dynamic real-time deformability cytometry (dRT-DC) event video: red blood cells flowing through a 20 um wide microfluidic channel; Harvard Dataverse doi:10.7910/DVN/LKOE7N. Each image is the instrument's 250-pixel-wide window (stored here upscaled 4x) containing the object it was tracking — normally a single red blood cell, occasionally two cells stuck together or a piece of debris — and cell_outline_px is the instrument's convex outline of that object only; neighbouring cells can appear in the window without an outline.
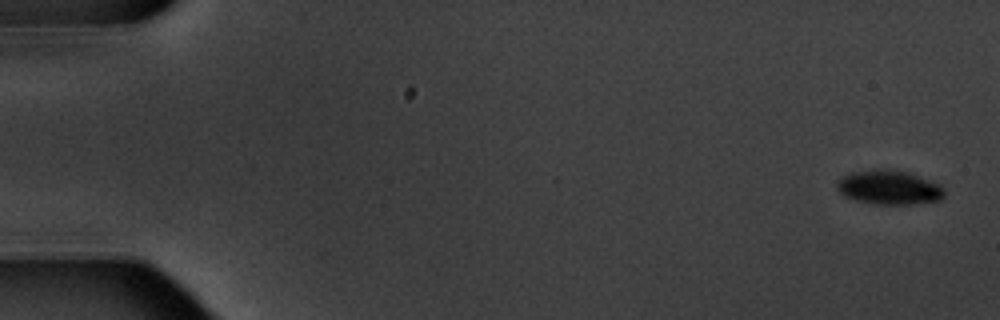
{"species": "common noctule bat (a hibernating species)", "species_latin": "Nyctalus noctula", "temperature_condition": "warm", "stored_images_in_passage": 4, "camera_frame_rate_fps": 3000, "um_per_image_px": 0.085, "animal": {"sex": "male", "body_mass_g": 20.1, "forearm_length_mm": 53.5}, "frame": {"image": 1, "passage_image": 1, "time_ms": 0.0, "image_size_px": [1000, 320], "cell_outline_px": [[944, 196], [940, 200], [916, 204], [872, 204], [856, 200], [844, 196], [836, 188], [836, 184], [844, 176], [852, 172], [908, 172], [940, 184], [944, 188]], "centroid_in_image_um": [75.62, 15.99], "position_along_channel_um": 9.4, "area_um2": 20.63}}